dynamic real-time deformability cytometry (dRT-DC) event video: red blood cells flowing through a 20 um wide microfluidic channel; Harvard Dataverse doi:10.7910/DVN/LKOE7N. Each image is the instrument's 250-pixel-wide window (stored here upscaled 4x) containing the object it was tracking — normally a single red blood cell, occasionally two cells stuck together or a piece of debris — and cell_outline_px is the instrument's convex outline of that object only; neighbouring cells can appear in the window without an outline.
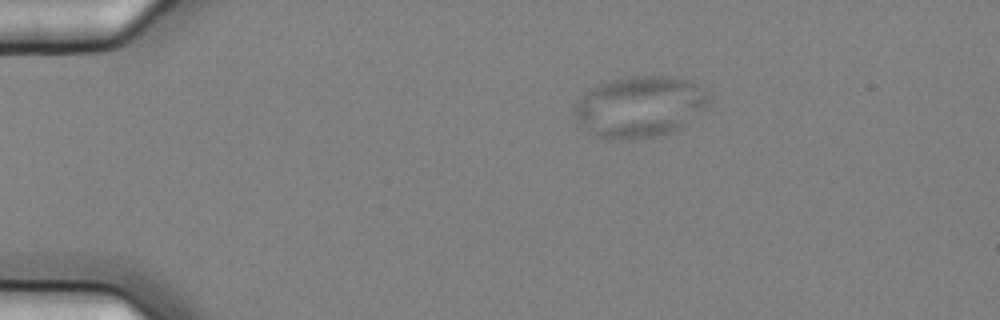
{"species": "common noctule bat (a hibernating species)", "species_latin": "Nyctalus noctula", "temperature_condition": "cold", "stored_images_in_passage": 3, "camera_frame_rate_fps": 3000, "um_per_image_px": 0.085, "animal": {"sex": "female", "body_mass_g": 25.1}, "frame": {"image": 1, "passage_image": 1, "time_ms": 0.0, "image_size_px": [1000, 320], "cell_outline_px": [[708, 100], [704, 108], [688, 124], [680, 128], [668, 132], [652, 136], [632, 140], [596, 136], [580, 124], [576, 120], [576, 104], [584, 92], [588, 88], [596, 84], [628, 76], [676, 76], [688, 80], [704, 88], [708, 96]], "centroid_in_image_um": [54.38, 9.04], "position_along_channel_um": 30.6, "area_um2": 47.63}}